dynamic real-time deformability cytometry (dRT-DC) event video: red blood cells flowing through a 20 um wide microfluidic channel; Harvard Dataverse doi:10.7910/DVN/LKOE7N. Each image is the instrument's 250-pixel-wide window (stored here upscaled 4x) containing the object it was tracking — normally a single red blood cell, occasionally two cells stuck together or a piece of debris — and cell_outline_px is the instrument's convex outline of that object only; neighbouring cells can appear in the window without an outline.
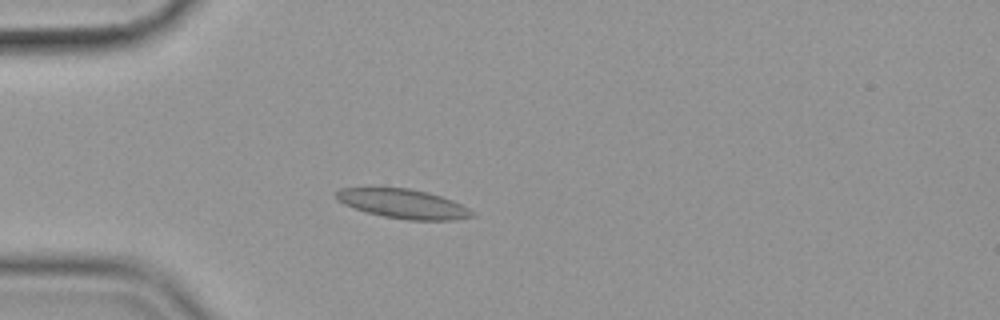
{"species": "common noctule bat (a hibernating species)", "species_latin": "Nyctalus noctula", "temperature_condition": "cold", "stored_images_in_passage": 45, "camera_frame_rate_fps": 3000, "um_per_image_px": 0.085, "animal": {"sex": "female", "body_mass_g": 19.9}, "frame": {"image": 1, "passage_image": 4, "time_ms": 1.0, "image_size_px": [1000, 320], "cell_outline_px": [[476, 216], [456, 220], [408, 220], [384, 216], [368, 212], [344, 204], [336, 200], [336, 192], [340, 188], [408, 188], [428, 192], [452, 200], [468, 208]], "centroid_in_image_um": [34.29, 17.32], "position_along_channel_um": 50.7, "area_um2": 22.95}}
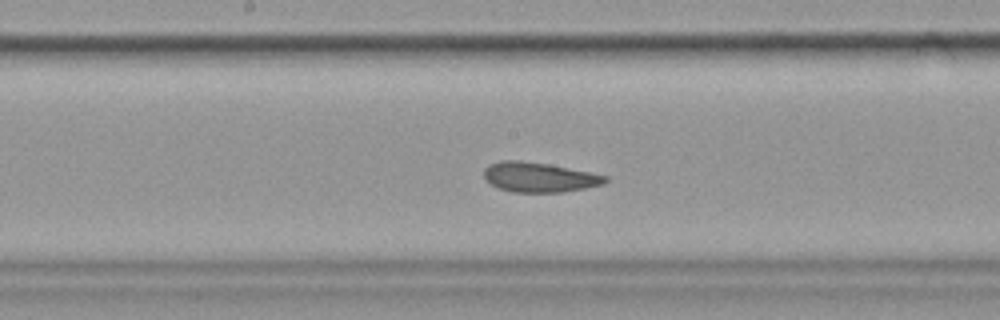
{"frame": {"image": 2, "passage_image": 18, "time_ms": 5.667, "image_size_px": [1000, 320], "cell_outline_px": [[608, 180], [604, 184], [564, 192], [512, 192], [500, 188], [492, 184], [484, 176], [484, 168], [488, 164], [500, 160], [520, 160], [548, 164], [608, 176]], "centroid_in_image_um": [45.82, 15.06], "position_along_channel_um": 202.4, "area_um2": 20.92}}
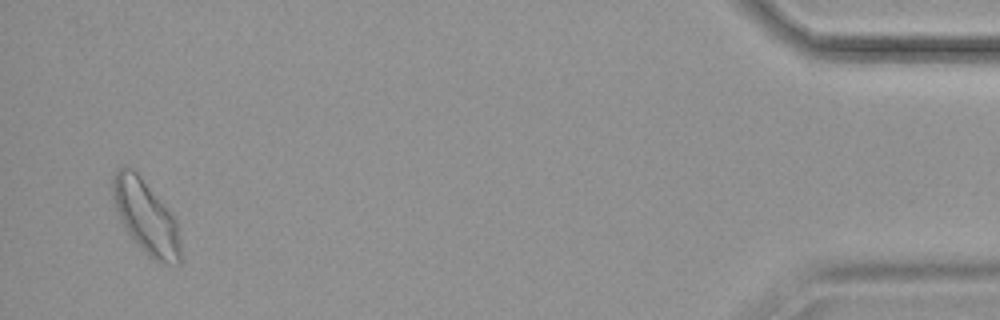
{"frame": {"image": 3, "passage_image": 43, "time_ms": 14.0, "image_size_px": [1000, 320], "cell_outline_px": [[180, 264], [164, 264], [148, 256], [140, 248], [124, 228], [116, 208], [112, 196], [112, 176], [116, 168], [132, 168], [140, 176], [176, 220], [180, 244]], "centroid_in_image_um": [12.38, 18.46], "position_along_channel_um": 422.8, "area_um2": 28.55}, "authors_computed_cell_mechanics": {"area_um2": 21.7328, "velocity_mm_per_s": 3.5569, "shape_relaxation_time_tau1_ms": 4.9826, "shape_relaxation_time_tau2_ms": 1.7145, "deformation_change_tau1": 0.1093, "deformation_change_tau2": 0.0489}}